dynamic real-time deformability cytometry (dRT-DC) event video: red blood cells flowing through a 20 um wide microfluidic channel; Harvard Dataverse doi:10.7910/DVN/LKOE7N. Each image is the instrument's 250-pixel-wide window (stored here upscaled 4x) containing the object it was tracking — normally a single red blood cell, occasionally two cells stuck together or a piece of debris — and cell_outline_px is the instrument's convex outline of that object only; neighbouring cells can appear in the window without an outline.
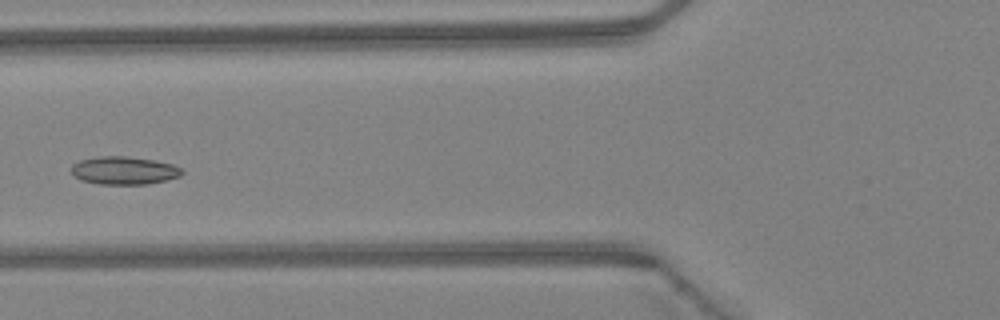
{"species": "Egyptian fruit bat (a non-hibernating species)", "species_latin": "Rousettus aegyptiacus", "temperature_condition": "warm", "stored_images_in_passage": 6, "camera_frame_rate_fps": 3000, "um_per_image_px": 0.085, "animal": {"sex": "female"}, "frame": {"image": 1, "passage_image": 5, "time_ms": 1.333, "image_size_px": [1000, 320], "cell_outline_px": [[184, 172], [180, 176], [148, 184], [100, 184], [80, 180], [72, 172], [72, 164], [80, 160], [104, 156], [124, 156], [152, 160], [172, 164], [180, 168]], "centroid_in_image_um": [10.54, 14.5], "position_along_channel_um": 115.3, "area_um2": 17.74}}
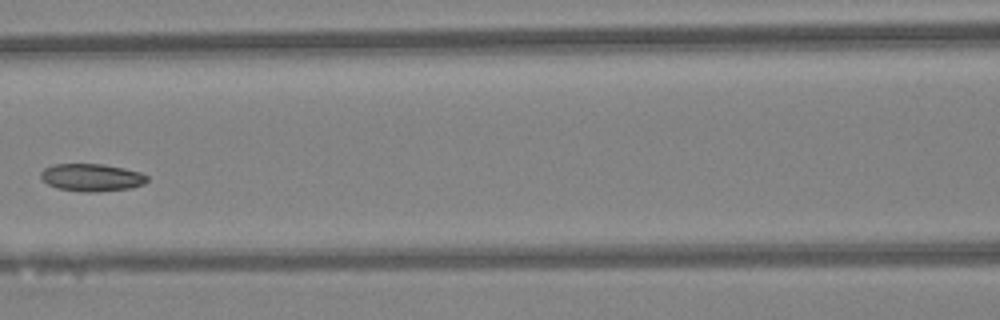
{"frame": {"image": 2, "passage_image": 6, "time_ms": 1.667, "image_size_px": [1000, 320], "cell_outline_px": [[148, 180], [144, 184], [132, 188], [96, 192], [84, 192], [56, 188], [48, 184], [40, 176], [40, 172], [44, 168], [52, 164], [104, 164], [124, 168], [140, 172], [148, 176]], "centroid_in_image_um": [7.8, 15.08], "position_along_channel_um": 158.8, "area_um2": 17.22}}